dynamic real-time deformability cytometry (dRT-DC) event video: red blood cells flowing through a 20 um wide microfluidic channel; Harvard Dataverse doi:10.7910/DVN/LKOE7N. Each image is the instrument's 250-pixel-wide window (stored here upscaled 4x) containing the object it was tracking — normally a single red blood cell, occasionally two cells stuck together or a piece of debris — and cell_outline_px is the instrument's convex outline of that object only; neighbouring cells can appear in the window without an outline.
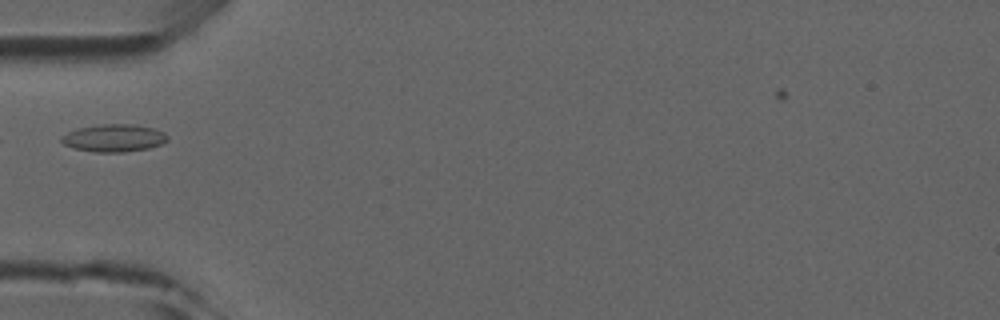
{"species": "common noctule bat (a hibernating species)", "species_latin": "Nyctalus noctula", "temperature_condition": "room temperature", "stored_images_in_passage": 2, "camera_frame_rate_fps": 3000, "um_per_image_px": 0.085, "animal": {"sex": "male", "forearm_length_mm": 52.5}, "frame": {"image": 1, "passage_image": 2, "time_ms": 1.0, "image_size_px": [1000, 320], "cell_outline_px": [[168, 140], [160, 144], [148, 148], [124, 152], [92, 152], [72, 148], [64, 144], [60, 140], [60, 136], [76, 128], [100, 124], [132, 124], [152, 128], [164, 132], [168, 136]], "centroid_in_image_um": [9.64, 11.73], "position_along_channel_um": 75.4, "area_um2": 17.11}}